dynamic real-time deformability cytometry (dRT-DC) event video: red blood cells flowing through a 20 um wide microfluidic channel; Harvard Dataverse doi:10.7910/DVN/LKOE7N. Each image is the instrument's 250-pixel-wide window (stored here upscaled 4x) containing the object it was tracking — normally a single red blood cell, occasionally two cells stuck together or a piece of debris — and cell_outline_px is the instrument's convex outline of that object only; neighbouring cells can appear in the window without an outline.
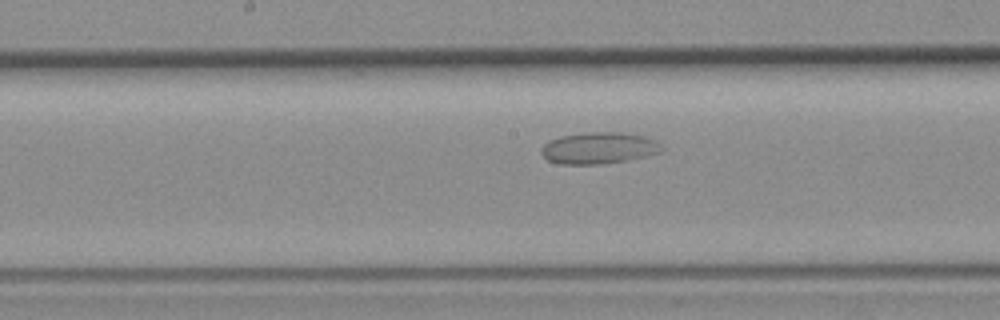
{"species": "common noctule bat (a hibernating species)", "species_latin": "Nyctalus noctula", "temperature_condition": "room temperature", "stored_images_in_passage": 49, "camera_frame_rate_fps": 3000, "um_per_image_px": 0.085, "animal": {"sex": "female", "body_mass_g": 19.3, "forearm_length_mm": 54.1}, "frame": {"image": 1, "passage_image": 25, "time_ms": 8.0, "image_size_px": [1000, 320], "cell_outline_px": [[664, 148], [660, 152], [644, 156], [624, 160], [596, 164], [560, 164], [548, 160], [540, 152], [540, 148], [548, 140], [560, 136], [584, 132], [624, 132], [644, 136], [656, 140]], "centroid_in_image_um": [50.87, 12.56], "position_along_channel_um": 197.3, "area_um2": 22.14}}
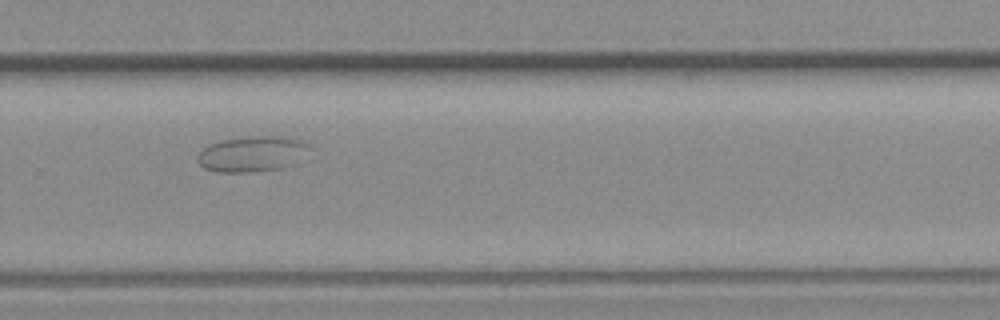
{"frame": {"image": 2, "passage_image": 33, "time_ms": 10.667, "image_size_px": [1000, 320], "cell_outline_px": [[312, 144], [300, 164], [284, 168], [252, 172], [216, 172], [204, 168], [196, 160], [196, 156], [204, 148], [212, 144], [224, 140], [260, 136], [284, 136], [300, 140]], "centroid_in_image_um": [21.53, 13.11], "position_along_channel_um": 308.3, "area_um2": 23.52}}
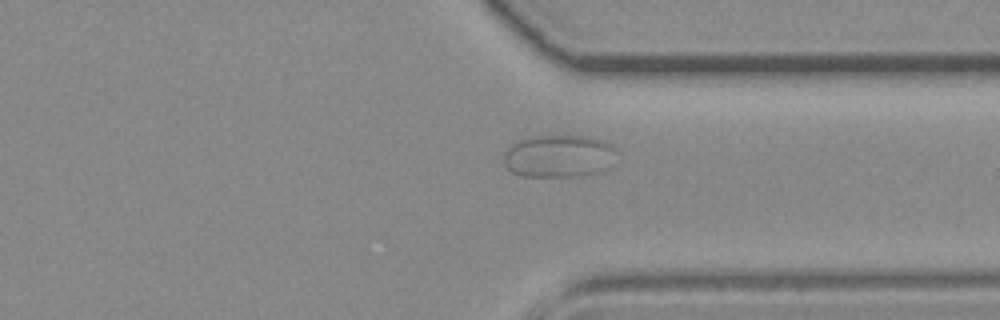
{"frame": {"image": 3, "passage_image": 37, "time_ms": 12.0, "image_size_px": [1000, 320], "cell_outline_px": [[616, 148], [592, 172], [584, 176], [520, 176], [512, 172], [504, 164], [504, 152], [516, 140], [528, 136], [592, 136], [604, 140], [612, 144]], "centroid_in_image_um": [47.31, 13.22], "position_along_channel_um": 364.1, "area_um2": 27.05}}